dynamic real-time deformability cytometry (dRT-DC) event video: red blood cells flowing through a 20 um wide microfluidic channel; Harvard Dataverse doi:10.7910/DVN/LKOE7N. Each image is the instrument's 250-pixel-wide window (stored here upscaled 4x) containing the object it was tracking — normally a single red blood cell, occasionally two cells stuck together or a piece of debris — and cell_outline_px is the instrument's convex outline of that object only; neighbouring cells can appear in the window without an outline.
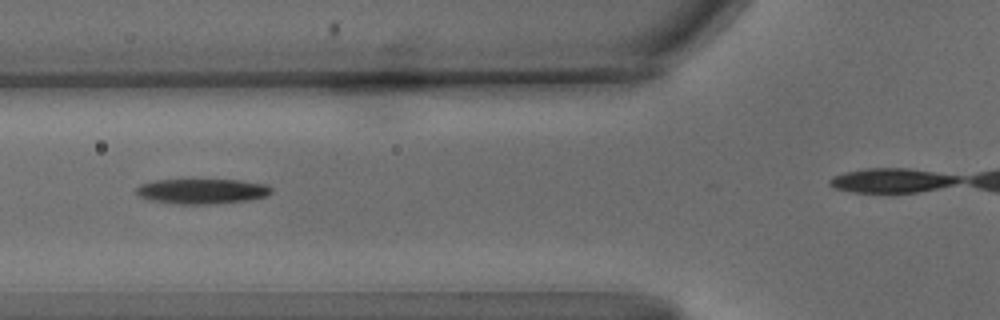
{"species": "common noctule bat (a hibernating species)", "species_latin": "Nyctalus noctula", "temperature_condition": "warm", "stored_images_in_passage": 18, "camera_frame_rate_fps": 3000, "um_per_image_px": 0.085, "animal": {"sex": "male", "body_mass_g": 15.6}, "frame": {"image": 1, "passage_image": 6, "time_ms": 1.667, "image_size_px": [1000, 320], "cell_outline_px": [[272, 192], [268, 196], [248, 200], [208, 204], [176, 204], [152, 200], [140, 196], [136, 192], [136, 188], [140, 184], [152, 180], [236, 180], [268, 184], [272, 188]], "centroid_in_image_um": [17.19, 16.25], "position_along_channel_um": 108.6, "area_um2": 19.71}}
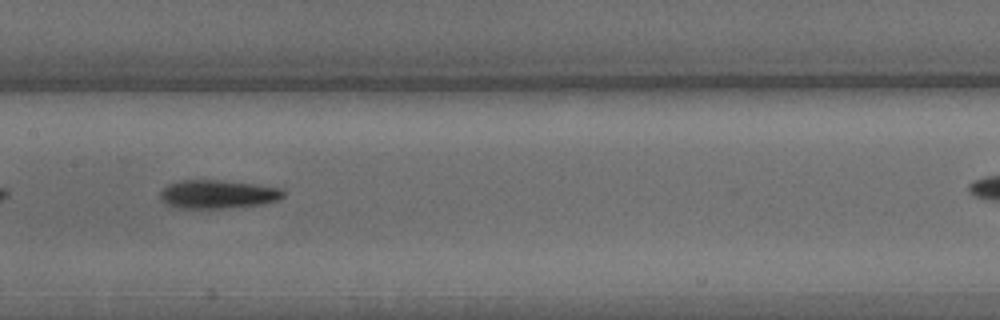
{"frame": {"image": 2, "passage_image": 13, "time_ms": 4.0, "image_size_px": [1000, 320], "cell_outline_px": [[284, 196], [280, 200], [264, 204], [228, 208], [180, 208], [164, 204], [160, 200], [160, 192], [168, 184], [180, 180], [220, 180], [256, 184], [284, 188]], "centroid_in_image_um": [18.54, 16.51], "position_along_channel_um": 188.9, "area_um2": 20.81}}
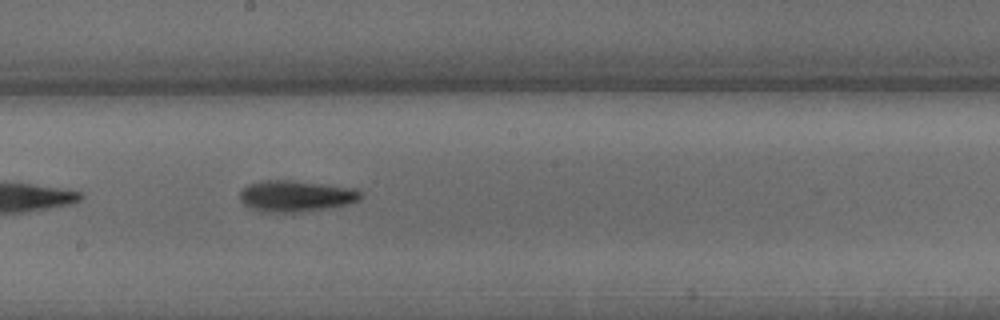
{"frame": {"image": 3, "passage_image": 16, "time_ms": 5.0, "image_size_px": [1000, 320], "cell_outline_px": [[364, 196], [360, 200], [348, 204], [332, 208], [296, 212], [264, 212], [252, 208], [244, 204], [240, 200], [240, 192], [248, 184], [264, 180], [292, 180], [356, 188]], "centroid_in_image_um": [25.19, 16.66], "position_along_channel_um": 223.0, "area_um2": 22.14}}